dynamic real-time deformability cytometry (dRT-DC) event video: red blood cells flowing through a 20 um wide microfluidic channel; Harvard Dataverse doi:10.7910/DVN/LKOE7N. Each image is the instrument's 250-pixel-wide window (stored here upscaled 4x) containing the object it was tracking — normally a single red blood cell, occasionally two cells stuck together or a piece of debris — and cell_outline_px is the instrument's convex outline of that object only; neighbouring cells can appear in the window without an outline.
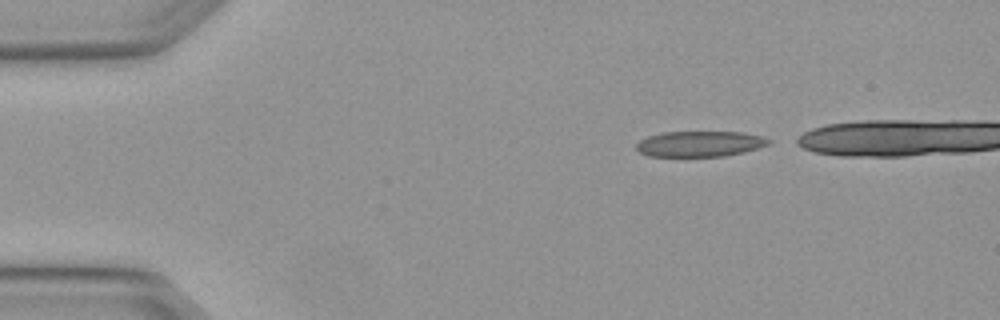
{"species": "Egyptian fruit bat (a non-hibernating species)", "species_latin": "Rousettus aegyptiacus", "temperature_condition": "warm", "stored_images_in_passage": 3, "camera_frame_rate_fps": 3000, "um_per_image_px": 0.085, "animal": {"sex": "female"}, "frame": {"image": 1, "passage_image": 1, "time_ms": 0.0, "image_size_px": [1000, 320], "cell_outline_px": [[772, 140], [768, 144], [744, 152], [724, 156], [648, 156], [640, 152], [636, 148], [636, 144], [640, 140], [648, 136], [664, 132], [744, 132], [764, 136]], "centroid_in_image_um": [59.5, 12.22], "position_along_channel_um": 25.5, "area_um2": 19.71}}